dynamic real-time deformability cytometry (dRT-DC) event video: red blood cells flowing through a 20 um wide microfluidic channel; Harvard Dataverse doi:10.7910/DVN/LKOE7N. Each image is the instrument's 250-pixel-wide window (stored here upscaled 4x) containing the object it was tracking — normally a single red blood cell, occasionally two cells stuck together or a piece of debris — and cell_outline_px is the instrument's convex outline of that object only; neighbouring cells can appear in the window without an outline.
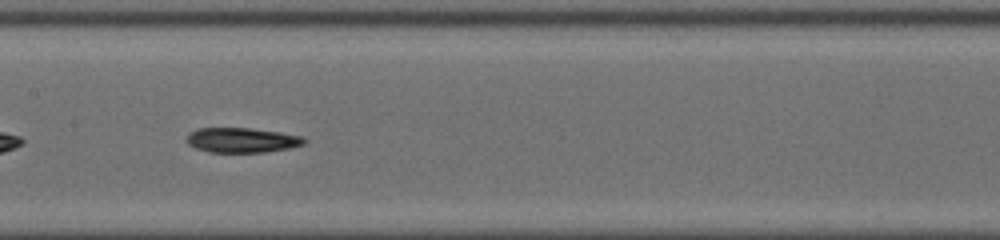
{"species": "common noctule bat (a hibernating species)", "species_latin": "Nyctalus noctula", "temperature_condition": "cold", "stored_images_in_passage": 37, "camera_frame_rate_fps": 3000, "um_per_image_px": 0.085, "animal": {"sex": "male", "body_mass_g": 19.0, "forearm_length_mm": 50.8}, "frame": {"image": 1, "passage_image": 11, "time_ms": 3.333, "image_size_px": [1000, 240], "cell_outline_px": [[308, 140], [304, 144], [288, 148], [264, 152], [208, 152], [196, 148], [188, 144], [188, 136], [192, 132], [200, 128], [248, 128], [280, 132], [304, 136]], "centroid_in_image_um": [20.62, 11.91], "position_along_channel_um": 186.8, "area_um2": 16.88}}